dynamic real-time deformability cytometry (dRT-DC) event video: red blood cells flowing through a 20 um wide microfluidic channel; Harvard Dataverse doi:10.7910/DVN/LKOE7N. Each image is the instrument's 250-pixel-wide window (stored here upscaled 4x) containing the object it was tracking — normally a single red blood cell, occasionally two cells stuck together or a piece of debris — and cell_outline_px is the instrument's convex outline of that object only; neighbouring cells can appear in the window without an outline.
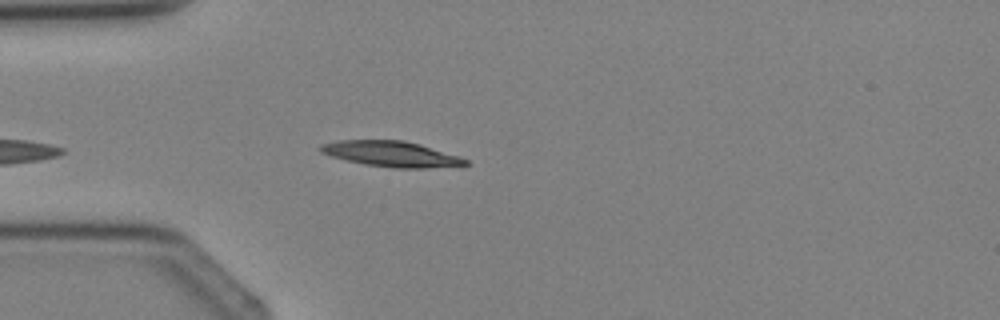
{"species": "Egyptian fruit bat (a non-hibernating species)", "species_latin": "Rousettus aegyptiacus", "temperature_condition": "cold", "stored_images_in_passage": 3, "camera_frame_rate_fps": 3000, "um_per_image_px": 0.085, "animal": {"sex": "female"}, "frame": {"image": 1, "passage_image": 3, "time_ms": 2.333, "image_size_px": [1000, 320], "cell_outline_px": [[468, 164], [424, 168], [392, 168], [364, 164], [332, 156], [320, 152], [316, 148], [320, 144], [340, 140], [404, 140], [420, 144], [460, 156], [468, 160]], "centroid_in_image_um": [33.22, 13.07], "position_along_channel_um": 51.8, "area_um2": 21.5}}